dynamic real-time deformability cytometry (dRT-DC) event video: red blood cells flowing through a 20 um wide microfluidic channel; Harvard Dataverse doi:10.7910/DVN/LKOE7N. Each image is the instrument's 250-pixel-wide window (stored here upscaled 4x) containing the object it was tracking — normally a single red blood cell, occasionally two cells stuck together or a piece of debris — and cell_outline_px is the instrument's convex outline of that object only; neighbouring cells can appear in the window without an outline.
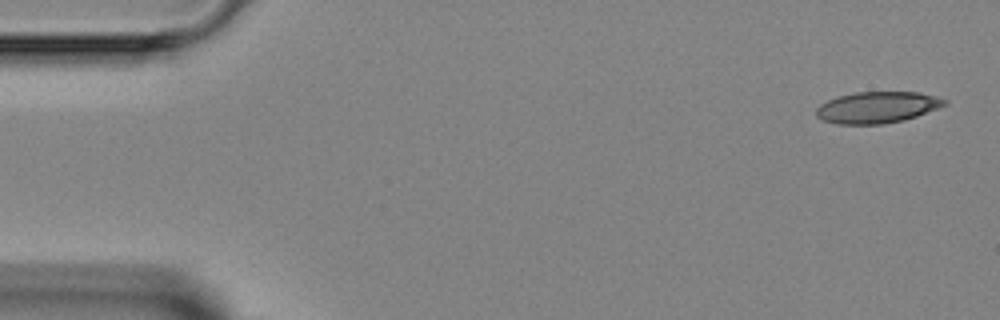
{"species": "Egyptian fruit bat (a non-hibernating species)", "species_latin": "Rousettus aegyptiacus", "temperature_condition": "room temperature", "stored_images_in_passage": 4, "camera_frame_rate_fps": 3000, "um_per_image_px": 0.085, "animal": {"sex": "female"}, "frame": {"image": 1, "passage_image": 1, "time_ms": 0.0, "image_size_px": [1000, 320], "cell_outline_px": [[948, 104], [916, 116], [904, 120], [884, 124], [836, 124], [820, 120], [816, 116], [816, 108], [820, 104], [836, 96], [852, 92], [920, 92], [936, 96], [948, 100]], "centroid_in_image_um": [74.54, 9.12], "position_along_channel_um": 10.5, "area_um2": 23.76}}
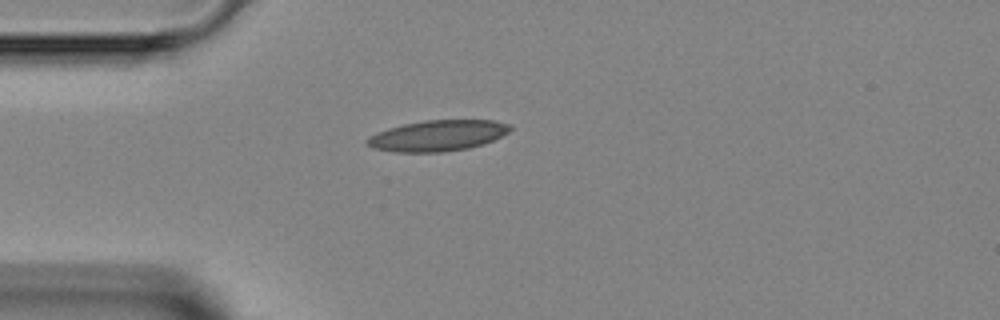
{"frame": {"image": 2, "passage_image": 4, "time_ms": 3.333, "image_size_px": [1000, 320], "cell_outline_px": [[512, 128], [508, 132], [484, 144], [468, 148], [444, 152], [396, 152], [372, 148], [364, 144], [364, 140], [368, 136], [376, 132], [388, 128], [404, 124], [424, 120], [492, 120], [508, 124]], "centroid_in_image_um": [37.13, 11.53], "position_along_channel_um": 47.9, "area_um2": 25.84}}